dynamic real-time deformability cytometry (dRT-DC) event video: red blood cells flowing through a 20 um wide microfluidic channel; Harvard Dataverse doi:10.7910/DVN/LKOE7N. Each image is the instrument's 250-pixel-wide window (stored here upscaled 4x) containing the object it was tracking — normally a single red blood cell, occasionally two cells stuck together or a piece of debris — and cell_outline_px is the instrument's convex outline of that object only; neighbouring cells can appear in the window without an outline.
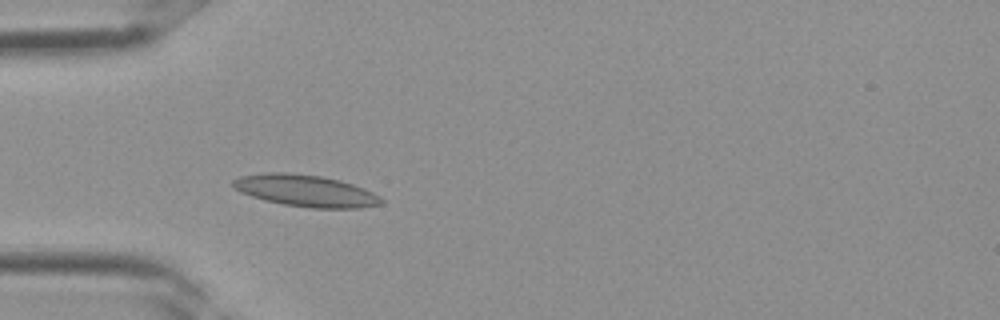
{"species": "Egyptian fruit bat (a non-hibernating species)", "species_latin": "Rousettus aegyptiacus", "temperature_condition": "room temperature", "stored_images_in_passage": 2, "camera_frame_rate_fps": 3000, "um_per_image_px": 0.085, "frame": {"image": 1, "passage_image": 2, "time_ms": 0.333, "image_size_px": [1000, 320], "cell_outline_px": [[384, 204], [360, 208], [308, 208], [284, 204], [264, 200], [240, 192], [232, 188], [232, 180], [240, 176], [264, 172], [288, 172], [320, 176], [340, 180], [364, 188], [380, 196], [384, 200]], "centroid_in_image_um": [25.97, 16.21], "position_along_channel_um": 59.0, "area_um2": 27.69}}